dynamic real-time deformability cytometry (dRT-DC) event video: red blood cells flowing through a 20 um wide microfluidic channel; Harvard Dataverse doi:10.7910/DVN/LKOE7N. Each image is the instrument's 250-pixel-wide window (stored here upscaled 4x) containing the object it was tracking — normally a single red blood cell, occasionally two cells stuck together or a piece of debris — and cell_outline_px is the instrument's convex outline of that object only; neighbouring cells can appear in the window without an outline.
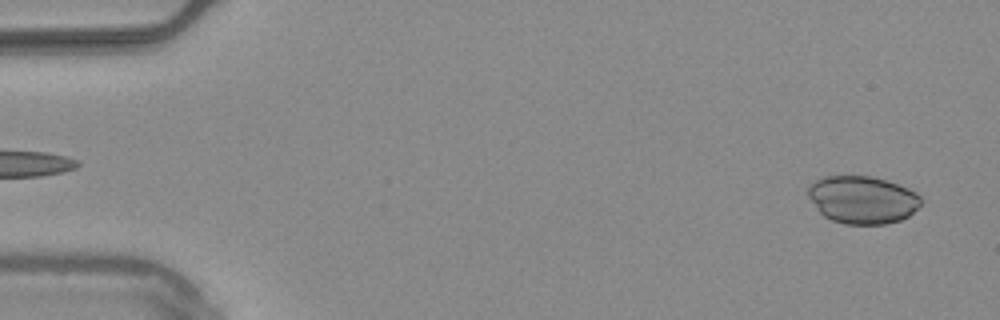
{"species": "common noctule bat (a hibernating species)", "species_latin": "Nyctalus noctula", "temperature_condition": "warm", "stored_images_in_passage": 53, "camera_frame_rate_fps": 3000, "um_per_image_px": 0.085, "animal": {"sex": "male", "body_mass_g": 20.4}, "frame": {"image": 1, "passage_image": 2, "time_ms": 0.333, "image_size_px": [1000, 320], "cell_outline_px": [[920, 204], [908, 216], [900, 220], [884, 224], [844, 224], [832, 220], [824, 216], [820, 212], [808, 196], [808, 188], [820, 176], [872, 176], [908, 188], [916, 192], [920, 196]], "centroid_in_image_um": [73.29, 16.97], "position_along_channel_um": 11.7, "area_um2": 31.1}}
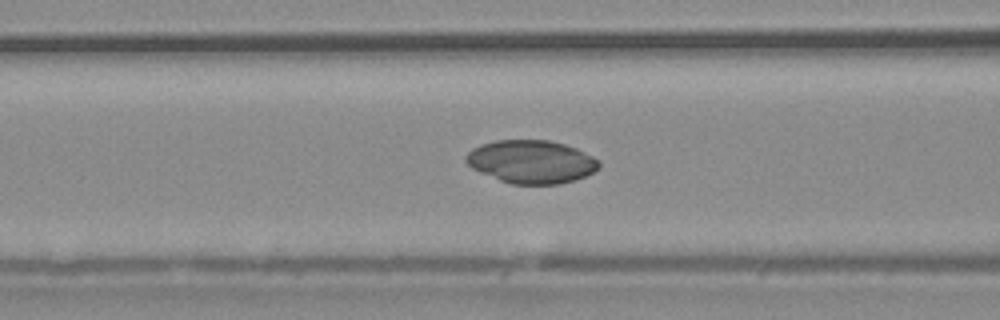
{"frame": {"image": 2, "passage_image": 21, "time_ms": 6.667, "image_size_px": [1000, 320], "cell_outline_px": [[600, 168], [576, 180], [560, 184], [512, 184], [500, 180], [480, 172], [472, 168], [464, 160], [464, 156], [472, 148], [480, 144], [496, 140], [548, 140], [564, 144], [576, 148], [600, 160]], "centroid_in_image_um": [45.15, 13.74], "position_along_channel_um": 121.4, "area_um2": 33.52}}
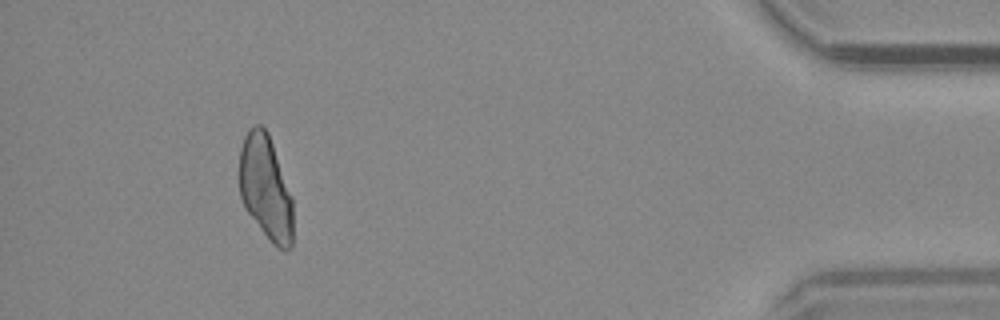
{"frame": {"image": 3, "passage_image": 49, "time_ms": 16.0, "image_size_px": [1000, 320], "cell_outline_px": [[292, 248], [276, 248], [272, 244], [244, 208], [240, 196], [240, 148], [244, 136], [248, 128], [252, 124], [260, 124], [268, 132], [292, 196]], "centroid_in_image_um": [22.57, 15.94], "position_along_channel_um": 412.6, "area_um2": 32.77}}